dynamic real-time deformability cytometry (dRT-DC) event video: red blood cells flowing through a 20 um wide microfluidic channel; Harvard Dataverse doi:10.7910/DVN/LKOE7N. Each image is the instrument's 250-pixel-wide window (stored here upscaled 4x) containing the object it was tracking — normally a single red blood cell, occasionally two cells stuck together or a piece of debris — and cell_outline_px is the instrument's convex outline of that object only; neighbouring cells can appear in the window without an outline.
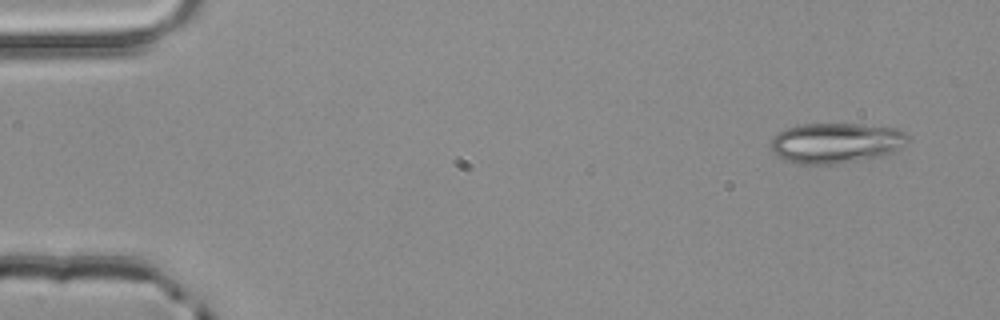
{"species": "common noctule bat (a hibernating species)", "species_latin": "Nyctalus noctula", "temperature_condition": "room temperature", "stored_images_in_passage": 3, "camera_frame_rate_fps": 3000, "um_per_image_px": 0.085, "animal": {"sex": "male", "body_mass_g": 20.4}, "frame": {"image": 1, "passage_image": 1, "time_ms": 0.0, "image_size_px": [1000, 320], "cell_outline_px": [[908, 140], [900, 148], [884, 156], [836, 164], [796, 164], [784, 160], [776, 156], [772, 148], [772, 140], [780, 132], [788, 128], [800, 124], [860, 124], [896, 128], [904, 132], [908, 136]], "centroid_in_image_um": [71.07, 12.16], "position_along_channel_um": 13.9, "area_um2": 32.14}}